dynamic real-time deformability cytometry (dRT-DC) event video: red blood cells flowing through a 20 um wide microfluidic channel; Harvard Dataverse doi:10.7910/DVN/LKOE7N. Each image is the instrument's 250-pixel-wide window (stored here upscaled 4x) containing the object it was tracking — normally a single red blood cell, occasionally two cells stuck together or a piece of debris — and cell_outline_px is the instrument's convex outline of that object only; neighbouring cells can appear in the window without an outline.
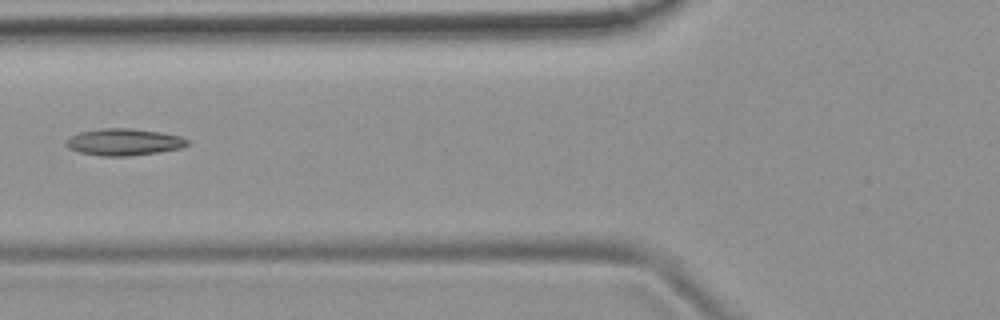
{"species": "common noctule bat (a hibernating species)", "species_latin": "Nyctalus noctula", "temperature_condition": "room temperature", "stored_images_in_passage": 3, "camera_frame_rate_fps": 3000, "um_per_image_px": 0.085, "animal": {"sex": "female", "body_mass_g": 19.9}, "frame": {"image": 1, "passage_image": 3, "time_ms": 2.333, "image_size_px": [1000, 320], "cell_outline_px": [[188, 144], [180, 148], [160, 152], [128, 156], [100, 156], [80, 152], [68, 148], [64, 144], [72, 136], [80, 132], [104, 128], [132, 128], [160, 132], [180, 136], [188, 140]], "centroid_in_image_um": [10.53, 12.07], "position_along_channel_um": 115.3, "area_um2": 18.84}}